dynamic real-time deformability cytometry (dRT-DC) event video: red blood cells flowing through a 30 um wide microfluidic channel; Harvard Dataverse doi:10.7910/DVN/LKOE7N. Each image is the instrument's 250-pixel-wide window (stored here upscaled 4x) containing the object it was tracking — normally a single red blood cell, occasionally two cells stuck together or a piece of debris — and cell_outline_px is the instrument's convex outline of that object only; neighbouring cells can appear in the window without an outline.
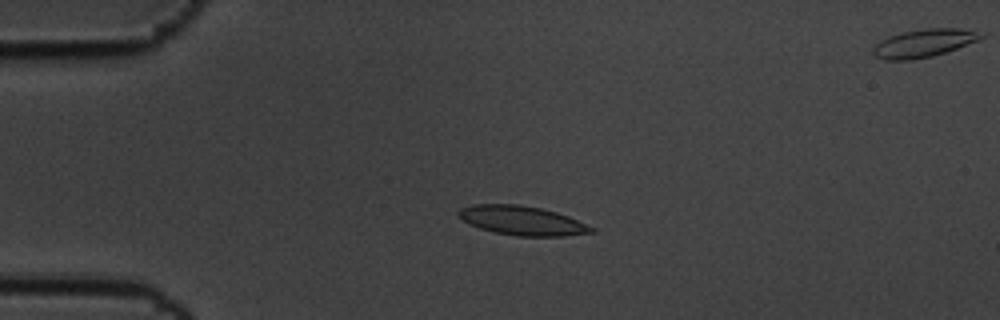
{"species": "common noctule bat (a hibernating species)", "species_latin": "Nyctalus noctula", "temperature_condition": "cold", "stored_images_in_passage": 6, "camera_frame_rate_fps": 3000, "um_per_image_px": 0.085, "animal": {"sex": "male", "body_mass_g": 19.5, "forearm_length_mm": 54.6}, "frame": {"image": 1, "passage_image": 4, "time_ms": 1.0, "image_size_px": [1000, 320], "cell_outline_px": [[596, 232], [564, 236], [516, 236], [496, 232], [480, 228], [468, 224], [456, 212], [460, 208], [472, 204], [520, 204], [540, 208], [556, 212], [568, 216], [596, 228]], "centroid_in_image_um": [44.4, 18.74], "position_along_channel_um": 40.6, "area_um2": 22.66}}
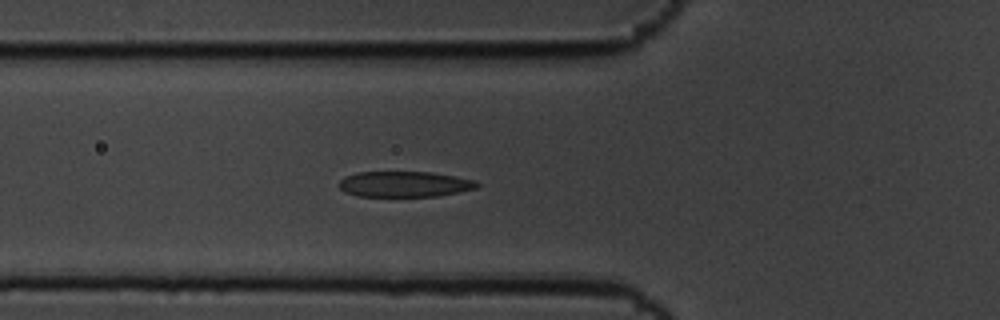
{"frame": {"image": 2, "passage_image": 6, "time_ms": 1.667, "image_size_px": [1000, 320], "cell_outline_px": [[480, 184], [476, 188], [460, 192], [436, 196], [356, 196], [344, 192], [336, 184], [344, 176], [356, 172], [432, 172], [456, 176], [476, 180]], "centroid_in_image_um": [34.36, 15.65], "position_along_channel_um": 91.4, "area_um2": 20.87}}